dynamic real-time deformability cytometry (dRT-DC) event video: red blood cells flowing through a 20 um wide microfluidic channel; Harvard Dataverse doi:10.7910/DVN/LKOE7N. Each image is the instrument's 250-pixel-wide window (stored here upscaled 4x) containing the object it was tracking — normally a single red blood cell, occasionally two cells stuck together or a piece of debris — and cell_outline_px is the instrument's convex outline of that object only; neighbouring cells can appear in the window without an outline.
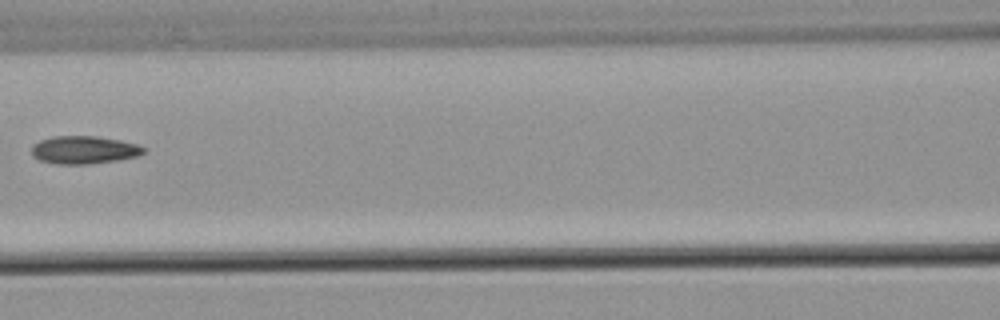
{"species": "common noctule bat (a hibernating species)", "species_latin": "Nyctalus noctula", "temperature_condition": "warm", "stored_images_in_passage": 7, "camera_frame_rate_fps": 3000, "um_per_image_px": 0.085, "animal": {"sex": "male", "body_mass_g": 21.5, "forearm_length_mm": 52.0}, "frame": {"image": 1, "passage_image": 7, "time_ms": 7.333, "image_size_px": [1000, 320], "cell_outline_px": [[148, 148], [140, 156], [116, 160], [88, 164], [56, 164], [40, 160], [32, 156], [32, 144], [40, 140], [52, 136], [96, 136], [120, 140], [136, 144]], "centroid_in_image_um": [7.14, 12.74], "position_along_channel_um": 159.5, "area_um2": 18.32}}